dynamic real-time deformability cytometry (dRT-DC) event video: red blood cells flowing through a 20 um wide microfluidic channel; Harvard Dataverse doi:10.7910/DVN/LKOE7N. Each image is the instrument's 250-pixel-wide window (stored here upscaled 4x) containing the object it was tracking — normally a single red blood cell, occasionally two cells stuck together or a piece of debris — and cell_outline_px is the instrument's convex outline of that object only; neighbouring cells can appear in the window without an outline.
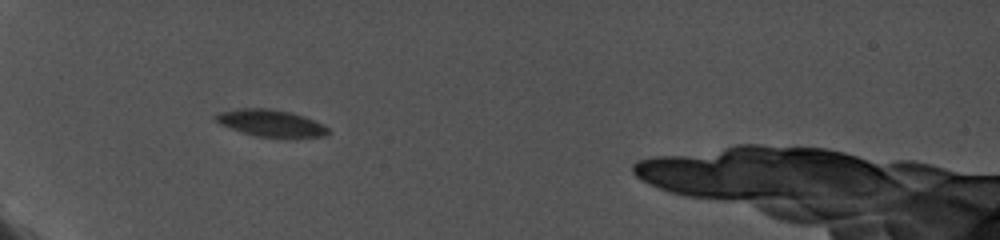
{"species": "common noctule bat (a hibernating species)", "species_latin": "Nyctalus noctula", "temperature_condition": "cold", "stored_images_in_passage": 3, "camera_frame_rate_fps": 5000, "um_per_image_px": 0.085, "animal": {"sex": "female", "body_mass_g": 19.0, "forearm_length_mm": 56.7}, "frame": {"image": 1, "passage_image": 2, "time_ms": 1.0, "image_size_px": [1000, 240], "cell_outline_px": [[328, 132], [324, 136], [256, 136], [220, 124], [212, 116], [216, 112], [240, 108], [268, 108], [292, 112], [304, 116], [324, 124], [328, 128]], "centroid_in_image_um": [22.97, 10.42], "position_along_channel_um": 62.0, "area_um2": 17.28}}